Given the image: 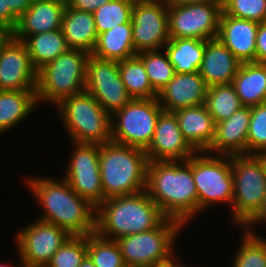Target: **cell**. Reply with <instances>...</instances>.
<instances>
[{"label":"cell","mask_w":266,"mask_h":267,"mask_svg":"<svg viewBox=\"0 0 266 267\" xmlns=\"http://www.w3.org/2000/svg\"><path fill=\"white\" fill-rule=\"evenodd\" d=\"M145 190L167 218L184 226L198 213L192 157L185 161H148Z\"/></svg>","instance_id":"cell-1"},{"label":"cell","mask_w":266,"mask_h":267,"mask_svg":"<svg viewBox=\"0 0 266 267\" xmlns=\"http://www.w3.org/2000/svg\"><path fill=\"white\" fill-rule=\"evenodd\" d=\"M23 42L37 71L69 49L61 29L28 36Z\"/></svg>","instance_id":"cell-29"},{"label":"cell","mask_w":266,"mask_h":267,"mask_svg":"<svg viewBox=\"0 0 266 267\" xmlns=\"http://www.w3.org/2000/svg\"><path fill=\"white\" fill-rule=\"evenodd\" d=\"M61 31L69 49L83 50L91 55L98 38L93 13L72 9L66 5Z\"/></svg>","instance_id":"cell-24"},{"label":"cell","mask_w":266,"mask_h":267,"mask_svg":"<svg viewBox=\"0 0 266 267\" xmlns=\"http://www.w3.org/2000/svg\"><path fill=\"white\" fill-rule=\"evenodd\" d=\"M167 217L146 190L105 199L96 207L95 233L109 240L146 232Z\"/></svg>","instance_id":"cell-3"},{"label":"cell","mask_w":266,"mask_h":267,"mask_svg":"<svg viewBox=\"0 0 266 267\" xmlns=\"http://www.w3.org/2000/svg\"><path fill=\"white\" fill-rule=\"evenodd\" d=\"M232 85L242 106L253 107L266 103V64L241 63Z\"/></svg>","instance_id":"cell-25"},{"label":"cell","mask_w":266,"mask_h":267,"mask_svg":"<svg viewBox=\"0 0 266 267\" xmlns=\"http://www.w3.org/2000/svg\"><path fill=\"white\" fill-rule=\"evenodd\" d=\"M251 107L242 106L231 117L216 124L215 138L206 151L216 155H247Z\"/></svg>","instance_id":"cell-20"},{"label":"cell","mask_w":266,"mask_h":267,"mask_svg":"<svg viewBox=\"0 0 266 267\" xmlns=\"http://www.w3.org/2000/svg\"><path fill=\"white\" fill-rule=\"evenodd\" d=\"M205 106L217 124L231 117L242 104L232 83H227L208 87Z\"/></svg>","instance_id":"cell-31"},{"label":"cell","mask_w":266,"mask_h":267,"mask_svg":"<svg viewBox=\"0 0 266 267\" xmlns=\"http://www.w3.org/2000/svg\"><path fill=\"white\" fill-rule=\"evenodd\" d=\"M180 130L197 151H207L215 138L216 124L205 104L174 111Z\"/></svg>","instance_id":"cell-23"},{"label":"cell","mask_w":266,"mask_h":267,"mask_svg":"<svg viewBox=\"0 0 266 267\" xmlns=\"http://www.w3.org/2000/svg\"><path fill=\"white\" fill-rule=\"evenodd\" d=\"M18 18L10 11L9 8H5V3L0 0V32L3 35H10L16 24Z\"/></svg>","instance_id":"cell-39"},{"label":"cell","mask_w":266,"mask_h":267,"mask_svg":"<svg viewBox=\"0 0 266 267\" xmlns=\"http://www.w3.org/2000/svg\"><path fill=\"white\" fill-rule=\"evenodd\" d=\"M222 10L232 17L266 21V0H222Z\"/></svg>","instance_id":"cell-38"},{"label":"cell","mask_w":266,"mask_h":267,"mask_svg":"<svg viewBox=\"0 0 266 267\" xmlns=\"http://www.w3.org/2000/svg\"><path fill=\"white\" fill-rule=\"evenodd\" d=\"M241 63L218 38L210 39L198 72L208 87L232 83Z\"/></svg>","instance_id":"cell-22"},{"label":"cell","mask_w":266,"mask_h":267,"mask_svg":"<svg viewBox=\"0 0 266 267\" xmlns=\"http://www.w3.org/2000/svg\"><path fill=\"white\" fill-rule=\"evenodd\" d=\"M37 70L23 41L11 34L0 38V90H36Z\"/></svg>","instance_id":"cell-16"},{"label":"cell","mask_w":266,"mask_h":267,"mask_svg":"<svg viewBox=\"0 0 266 267\" xmlns=\"http://www.w3.org/2000/svg\"><path fill=\"white\" fill-rule=\"evenodd\" d=\"M85 91L110 115L132 99L121 79L118 61L102 60L92 55L86 64Z\"/></svg>","instance_id":"cell-14"},{"label":"cell","mask_w":266,"mask_h":267,"mask_svg":"<svg viewBox=\"0 0 266 267\" xmlns=\"http://www.w3.org/2000/svg\"><path fill=\"white\" fill-rule=\"evenodd\" d=\"M209 155L201 151L192 156V176L198 198L197 215L216 203L232 206L234 184L231 156Z\"/></svg>","instance_id":"cell-9"},{"label":"cell","mask_w":266,"mask_h":267,"mask_svg":"<svg viewBox=\"0 0 266 267\" xmlns=\"http://www.w3.org/2000/svg\"><path fill=\"white\" fill-rule=\"evenodd\" d=\"M87 255V236H70L46 267H79Z\"/></svg>","instance_id":"cell-36"},{"label":"cell","mask_w":266,"mask_h":267,"mask_svg":"<svg viewBox=\"0 0 266 267\" xmlns=\"http://www.w3.org/2000/svg\"><path fill=\"white\" fill-rule=\"evenodd\" d=\"M196 152L183 136L174 112L163 110L145 150L148 161H185Z\"/></svg>","instance_id":"cell-17"},{"label":"cell","mask_w":266,"mask_h":267,"mask_svg":"<svg viewBox=\"0 0 266 267\" xmlns=\"http://www.w3.org/2000/svg\"><path fill=\"white\" fill-rule=\"evenodd\" d=\"M253 229H243L233 267H266V239Z\"/></svg>","instance_id":"cell-32"},{"label":"cell","mask_w":266,"mask_h":267,"mask_svg":"<svg viewBox=\"0 0 266 267\" xmlns=\"http://www.w3.org/2000/svg\"><path fill=\"white\" fill-rule=\"evenodd\" d=\"M234 196L231 221L244 228L261 210L266 197V174L256 155L231 156Z\"/></svg>","instance_id":"cell-7"},{"label":"cell","mask_w":266,"mask_h":267,"mask_svg":"<svg viewBox=\"0 0 266 267\" xmlns=\"http://www.w3.org/2000/svg\"><path fill=\"white\" fill-rule=\"evenodd\" d=\"M70 236L65 229L39 219L28 223L15 239L21 263L46 266Z\"/></svg>","instance_id":"cell-15"},{"label":"cell","mask_w":266,"mask_h":267,"mask_svg":"<svg viewBox=\"0 0 266 267\" xmlns=\"http://www.w3.org/2000/svg\"><path fill=\"white\" fill-rule=\"evenodd\" d=\"M5 8H9L10 11L19 18L31 5L33 0H3Z\"/></svg>","instance_id":"cell-42"},{"label":"cell","mask_w":266,"mask_h":267,"mask_svg":"<svg viewBox=\"0 0 266 267\" xmlns=\"http://www.w3.org/2000/svg\"><path fill=\"white\" fill-rule=\"evenodd\" d=\"M258 26L256 21L232 17L222 10L217 38L240 62H256Z\"/></svg>","instance_id":"cell-19"},{"label":"cell","mask_w":266,"mask_h":267,"mask_svg":"<svg viewBox=\"0 0 266 267\" xmlns=\"http://www.w3.org/2000/svg\"><path fill=\"white\" fill-rule=\"evenodd\" d=\"M207 89L208 86L199 72L176 73L158 92L157 99L165 111L174 112L205 104Z\"/></svg>","instance_id":"cell-18"},{"label":"cell","mask_w":266,"mask_h":267,"mask_svg":"<svg viewBox=\"0 0 266 267\" xmlns=\"http://www.w3.org/2000/svg\"><path fill=\"white\" fill-rule=\"evenodd\" d=\"M104 200L146 189L148 159L145 150L108 142L99 145Z\"/></svg>","instance_id":"cell-4"},{"label":"cell","mask_w":266,"mask_h":267,"mask_svg":"<svg viewBox=\"0 0 266 267\" xmlns=\"http://www.w3.org/2000/svg\"><path fill=\"white\" fill-rule=\"evenodd\" d=\"M163 110L157 98L131 99L111 115V141L146 150Z\"/></svg>","instance_id":"cell-10"},{"label":"cell","mask_w":266,"mask_h":267,"mask_svg":"<svg viewBox=\"0 0 266 267\" xmlns=\"http://www.w3.org/2000/svg\"><path fill=\"white\" fill-rule=\"evenodd\" d=\"M185 226L166 218L158 227L115 240L127 267H160L174 255L175 241Z\"/></svg>","instance_id":"cell-8"},{"label":"cell","mask_w":266,"mask_h":267,"mask_svg":"<svg viewBox=\"0 0 266 267\" xmlns=\"http://www.w3.org/2000/svg\"><path fill=\"white\" fill-rule=\"evenodd\" d=\"M54 107L72 142L100 145L111 141V115L90 93L66 97Z\"/></svg>","instance_id":"cell-6"},{"label":"cell","mask_w":266,"mask_h":267,"mask_svg":"<svg viewBox=\"0 0 266 267\" xmlns=\"http://www.w3.org/2000/svg\"><path fill=\"white\" fill-rule=\"evenodd\" d=\"M87 255L95 267H127L118 243L96 233L87 235Z\"/></svg>","instance_id":"cell-34"},{"label":"cell","mask_w":266,"mask_h":267,"mask_svg":"<svg viewBox=\"0 0 266 267\" xmlns=\"http://www.w3.org/2000/svg\"><path fill=\"white\" fill-rule=\"evenodd\" d=\"M111 0H69L67 5L72 9L94 13L99 7Z\"/></svg>","instance_id":"cell-41"},{"label":"cell","mask_w":266,"mask_h":267,"mask_svg":"<svg viewBox=\"0 0 266 267\" xmlns=\"http://www.w3.org/2000/svg\"><path fill=\"white\" fill-rule=\"evenodd\" d=\"M207 40L170 38L164 45L176 73H197L200 69Z\"/></svg>","instance_id":"cell-28"},{"label":"cell","mask_w":266,"mask_h":267,"mask_svg":"<svg viewBox=\"0 0 266 267\" xmlns=\"http://www.w3.org/2000/svg\"><path fill=\"white\" fill-rule=\"evenodd\" d=\"M256 156L261 161V163H262V165L264 167L265 174H266V150L257 153Z\"/></svg>","instance_id":"cell-46"},{"label":"cell","mask_w":266,"mask_h":267,"mask_svg":"<svg viewBox=\"0 0 266 267\" xmlns=\"http://www.w3.org/2000/svg\"><path fill=\"white\" fill-rule=\"evenodd\" d=\"M222 0L196 4H168L169 38L215 39L219 32Z\"/></svg>","instance_id":"cell-11"},{"label":"cell","mask_w":266,"mask_h":267,"mask_svg":"<svg viewBox=\"0 0 266 267\" xmlns=\"http://www.w3.org/2000/svg\"><path fill=\"white\" fill-rule=\"evenodd\" d=\"M79 267H95L88 255L83 259Z\"/></svg>","instance_id":"cell-47"},{"label":"cell","mask_w":266,"mask_h":267,"mask_svg":"<svg viewBox=\"0 0 266 267\" xmlns=\"http://www.w3.org/2000/svg\"><path fill=\"white\" fill-rule=\"evenodd\" d=\"M266 150V103L251 107L247 136V155Z\"/></svg>","instance_id":"cell-37"},{"label":"cell","mask_w":266,"mask_h":267,"mask_svg":"<svg viewBox=\"0 0 266 267\" xmlns=\"http://www.w3.org/2000/svg\"><path fill=\"white\" fill-rule=\"evenodd\" d=\"M176 256L173 255L170 259H168L166 262H164L160 267H187L184 264L179 263L180 261H177V258L175 260Z\"/></svg>","instance_id":"cell-45"},{"label":"cell","mask_w":266,"mask_h":267,"mask_svg":"<svg viewBox=\"0 0 266 267\" xmlns=\"http://www.w3.org/2000/svg\"><path fill=\"white\" fill-rule=\"evenodd\" d=\"M143 62L153 89L158 93L176 72L164 49L136 54Z\"/></svg>","instance_id":"cell-33"},{"label":"cell","mask_w":266,"mask_h":267,"mask_svg":"<svg viewBox=\"0 0 266 267\" xmlns=\"http://www.w3.org/2000/svg\"><path fill=\"white\" fill-rule=\"evenodd\" d=\"M134 1L111 0L99 7L93 13L97 34L109 31L124 23H131Z\"/></svg>","instance_id":"cell-35"},{"label":"cell","mask_w":266,"mask_h":267,"mask_svg":"<svg viewBox=\"0 0 266 267\" xmlns=\"http://www.w3.org/2000/svg\"><path fill=\"white\" fill-rule=\"evenodd\" d=\"M25 182L44 208L39 220L61 227L71 236L95 233L96 207L79 196L64 178L28 176Z\"/></svg>","instance_id":"cell-2"},{"label":"cell","mask_w":266,"mask_h":267,"mask_svg":"<svg viewBox=\"0 0 266 267\" xmlns=\"http://www.w3.org/2000/svg\"><path fill=\"white\" fill-rule=\"evenodd\" d=\"M163 1H165L167 4L188 5V4H196L212 0H163Z\"/></svg>","instance_id":"cell-44"},{"label":"cell","mask_w":266,"mask_h":267,"mask_svg":"<svg viewBox=\"0 0 266 267\" xmlns=\"http://www.w3.org/2000/svg\"><path fill=\"white\" fill-rule=\"evenodd\" d=\"M89 53L68 49L37 71L36 97L38 104L56 106L66 97L85 91L86 64Z\"/></svg>","instance_id":"cell-5"},{"label":"cell","mask_w":266,"mask_h":267,"mask_svg":"<svg viewBox=\"0 0 266 267\" xmlns=\"http://www.w3.org/2000/svg\"><path fill=\"white\" fill-rule=\"evenodd\" d=\"M72 144L74 149L63 178L79 196L97 207L104 201L99 144L78 142H72Z\"/></svg>","instance_id":"cell-13"},{"label":"cell","mask_w":266,"mask_h":267,"mask_svg":"<svg viewBox=\"0 0 266 267\" xmlns=\"http://www.w3.org/2000/svg\"><path fill=\"white\" fill-rule=\"evenodd\" d=\"M20 267H46V266H30V265H25L22 263Z\"/></svg>","instance_id":"cell-49"},{"label":"cell","mask_w":266,"mask_h":267,"mask_svg":"<svg viewBox=\"0 0 266 267\" xmlns=\"http://www.w3.org/2000/svg\"><path fill=\"white\" fill-rule=\"evenodd\" d=\"M91 55L98 59L118 62L135 56L131 23L118 25L99 34Z\"/></svg>","instance_id":"cell-27"},{"label":"cell","mask_w":266,"mask_h":267,"mask_svg":"<svg viewBox=\"0 0 266 267\" xmlns=\"http://www.w3.org/2000/svg\"><path fill=\"white\" fill-rule=\"evenodd\" d=\"M261 222H266V197L259 213L243 229H251L254 225Z\"/></svg>","instance_id":"cell-43"},{"label":"cell","mask_w":266,"mask_h":267,"mask_svg":"<svg viewBox=\"0 0 266 267\" xmlns=\"http://www.w3.org/2000/svg\"><path fill=\"white\" fill-rule=\"evenodd\" d=\"M37 107L36 90H0V134L16 127Z\"/></svg>","instance_id":"cell-26"},{"label":"cell","mask_w":266,"mask_h":267,"mask_svg":"<svg viewBox=\"0 0 266 267\" xmlns=\"http://www.w3.org/2000/svg\"><path fill=\"white\" fill-rule=\"evenodd\" d=\"M21 264H22L21 261L17 263V266H16V265L8 264V263L5 261V262H3V263L0 264V267H8L9 265H10V267H11V266L20 267Z\"/></svg>","instance_id":"cell-48"},{"label":"cell","mask_w":266,"mask_h":267,"mask_svg":"<svg viewBox=\"0 0 266 267\" xmlns=\"http://www.w3.org/2000/svg\"><path fill=\"white\" fill-rule=\"evenodd\" d=\"M256 62L266 64V21L259 23L256 37Z\"/></svg>","instance_id":"cell-40"},{"label":"cell","mask_w":266,"mask_h":267,"mask_svg":"<svg viewBox=\"0 0 266 267\" xmlns=\"http://www.w3.org/2000/svg\"><path fill=\"white\" fill-rule=\"evenodd\" d=\"M60 1H63V2H65V3H67L69 0H60Z\"/></svg>","instance_id":"cell-50"},{"label":"cell","mask_w":266,"mask_h":267,"mask_svg":"<svg viewBox=\"0 0 266 267\" xmlns=\"http://www.w3.org/2000/svg\"><path fill=\"white\" fill-rule=\"evenodd\" d=\"M131 25L136 54L163 49L170 40L168 4L163 0H135Z\"/></svg>","instance_id":"cell-12"},{"label":"cell","mask_w":266,"mask_h":267,"mask_svg":"<svg viewBox=\"0 0 266 267\" xmlns=\"http://www.w3.org/2000/svg\"><path fill=\"white\" fill-rule=\"evenodd\" d=\"M67 3L60 0H33L29 8L18 18L11 33L17 40L28 36L61 29L62 16Z\"/></svg>","instance_id":"cell-21"},{"label":"cell","mask_w":266,"mask_h":267,"mask_svg":"<svg viewBox=\"0 0 266 267\" xmlns=\"http://www.w3.org/2000/svg\"><path fill=\"white\" fill-rule=\"evenodd\" d=\"M119 73L128 94L132 99L157 98L142 60L137 56L118 62Z\"/></svg>","instance_id":"cell-30"}]
</instances>
